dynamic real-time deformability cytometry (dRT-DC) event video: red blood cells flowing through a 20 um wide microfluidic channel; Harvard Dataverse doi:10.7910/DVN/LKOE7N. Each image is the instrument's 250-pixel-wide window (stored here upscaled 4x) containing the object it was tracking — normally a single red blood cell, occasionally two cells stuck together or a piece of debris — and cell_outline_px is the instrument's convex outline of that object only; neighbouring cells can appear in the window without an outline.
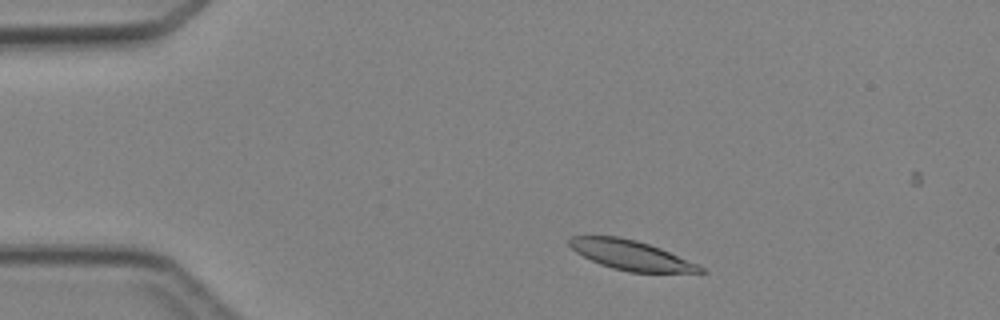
{"species": "Egyptian fruit bat (a non-hibernating species)", "species_latin": "Rousettus aegyptiacus", "temperature_condition": "cold", "stored_images_in_passage": 4, "camera_frame_rate_fps": 3000, "um_per_image_px": 0.085, "animal": {"sex": "female"}, "frame": {"image": 1, "passage_image": 2, "time_ms": 1.0, "image_size_px": [1000, 320], "cell_outline_px": [[708, 272], [628, 272], [612, 268], [600, 264], [576, 252], [568, 244], [568, 236], [616, 236], [636, 240], [660, 248], [696, 264], [704, 268]], "centroid_in_image_um": [53.58, 21.68], "position_along_channel_um": 31.4, "area_um2": 22.25}}